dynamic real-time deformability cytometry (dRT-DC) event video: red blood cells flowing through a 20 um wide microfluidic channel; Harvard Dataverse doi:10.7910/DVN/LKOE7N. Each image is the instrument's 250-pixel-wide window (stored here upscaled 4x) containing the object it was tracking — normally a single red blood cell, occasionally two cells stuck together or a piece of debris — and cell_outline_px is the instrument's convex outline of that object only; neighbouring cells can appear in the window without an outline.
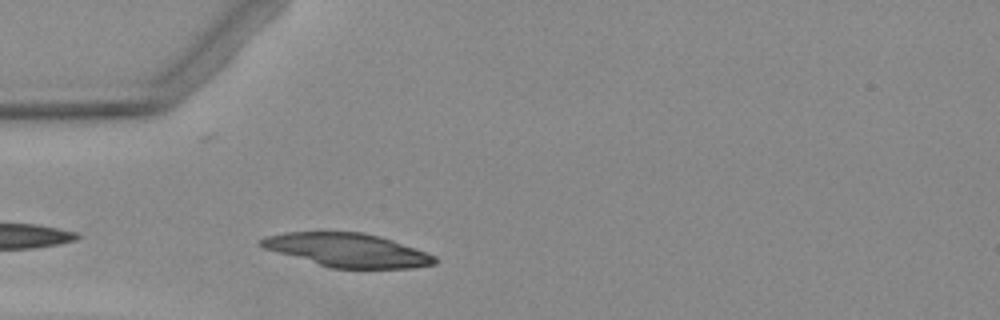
{"species": "Egyptian fruit bat (a non-hibernating species)", "species_latin": "Rousettus aegyptiacus", "temperature_condition": "warm", "stored_images_in_passage": 1, "camera_frame_rate_fps": 3000, "um_per_image_px": 0.085, "animal": {"sex": "female"}, "frame": {"image": 1, "passage_image": 1, "time_ms": 0.0, "image_size_px": [1000, 320], "cell_outline_px": [[436, 264], [412, 268], [332, 268], [264, 248], [256, 244], [260, 240], [268, 236], [284, 232], [360, 232], [380, 236], [392, 240], [436, 256]], "centroid_in_image_um": [29.54, 21.26], "position_along_channel_um": 55.5, "area_um2": 33.52}}